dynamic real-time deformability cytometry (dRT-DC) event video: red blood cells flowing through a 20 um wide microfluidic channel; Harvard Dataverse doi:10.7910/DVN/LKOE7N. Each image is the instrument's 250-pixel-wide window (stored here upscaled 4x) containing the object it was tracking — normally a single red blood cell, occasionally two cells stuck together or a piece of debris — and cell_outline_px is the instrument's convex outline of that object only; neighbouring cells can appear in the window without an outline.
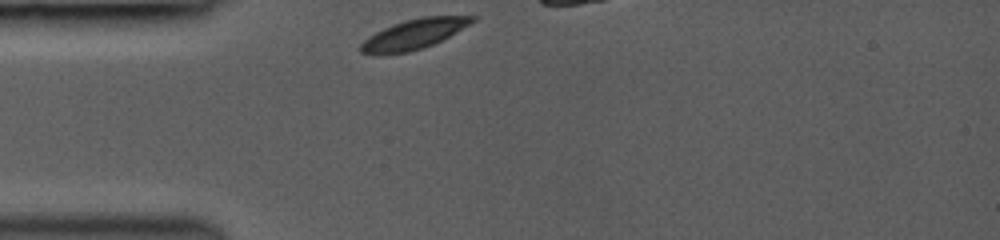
{"species": "common noctule bat (a hibernating species)", "species_latin": "Nyctalus noctula", "temperature_condition": "room temperature", "stored_images_in_passage": 9, "camera_frame_rate_fps": 3000, "um_per_image_px": 0.085, "animal": {"sex": "female", "body_mass_g": 19.0, "forearm_length_mm": 53.3}, "frame": {"image": 1, "passage_image": 1, "time_ms": 0.0, "image_size_px": [1000, 240], "cell_outline_px": [[476, 20], [456, 32], [432, 44], [408, 52], [360, 52], [360, 44], [368, 36], [392, 24], [404, 20], [420, 16], [476, 16]], "centroid_in_image_um": [35.21, 2.85], "position_along_channel_um": 49.8, "area_um2": 18.73}}
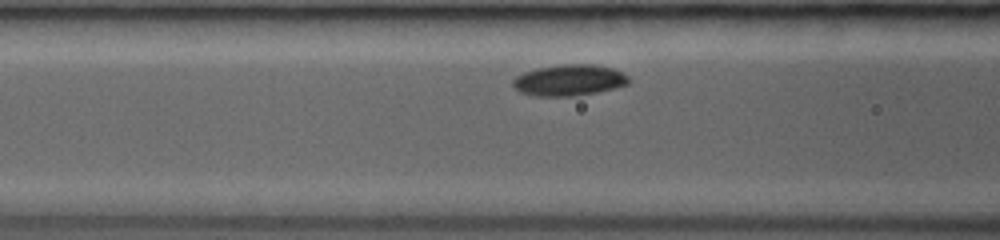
{"frame": {"image": 2, "passage_image": 7, "time_ms": 2.0, "image_size_px": [1000, 240], "cell_outline_px": [[632, 80], [628, 84], [596, 92], [572, 96], [532, 96], [520, 92], [512, 84], [512, 80], [516, 76], [524, 72], [536, 68], [560, 64], [596, 64], [612, 68], [628, 76]], "centroid_in_image_um": [48.36, 6.81], "position_along_channel_um": 118.2, "area_um2": 21.1}}